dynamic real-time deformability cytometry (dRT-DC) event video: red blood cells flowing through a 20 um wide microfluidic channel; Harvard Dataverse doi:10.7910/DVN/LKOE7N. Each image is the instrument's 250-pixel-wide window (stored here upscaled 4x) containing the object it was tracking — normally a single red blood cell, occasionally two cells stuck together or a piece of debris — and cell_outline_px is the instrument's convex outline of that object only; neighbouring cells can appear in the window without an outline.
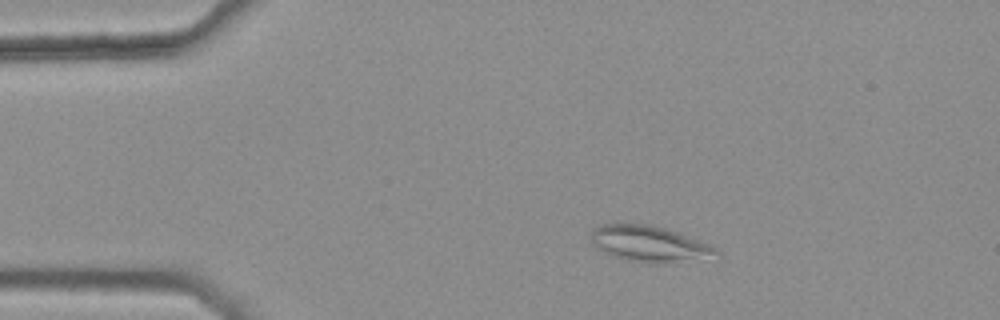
{"species": "common noctule bat (a hibernating species)", "species_latin": "Nyctalus noctula", "temperature_condition": "warm", "stored_images_in_passage": 5, "camera_frame_rate_fps": 3000, "um_per_image_px": 0.085, "animal": {"sex": "female", "body_mass_g": 25.1}, "frame": {"image": 1, "passage_image": 2, "time_ms": 0.333, "image_size_px": [1000, 320], "cell_outline_px": [[720, 256], [704, 260], [628, 260], [612, 256], [596, 248], [588, 240], [588, 236], [600, 224], [652, 224], [668, 228], [712, 244], [720, 252]], "centroid_in_image_um": [55.22, 20.68], "position_along_channel_um": 29.8, "area_um2": 26.07}}
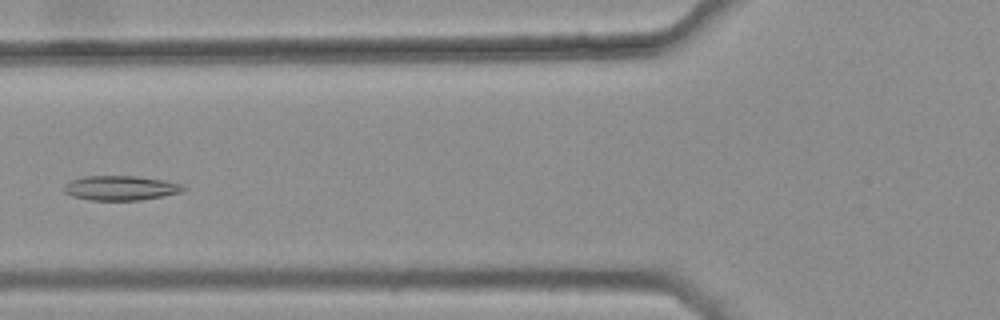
{"frame": {"image": 2, "passage_image": 5, "time_ms": 1.333, "image_size_px": [1000, 320], "cell_outline_px": [[188, 188], [184, 192], [140, 200], [88, 200], [72, 196], [64, 192], [60, 188], [68, 180], [84, 176], [136, 176], [164, 180], [180, 184]], "centroid_in_image_um": [10.2, 15.98], "position_along_channel_um": 115.6, "area_um2": 17.4}}